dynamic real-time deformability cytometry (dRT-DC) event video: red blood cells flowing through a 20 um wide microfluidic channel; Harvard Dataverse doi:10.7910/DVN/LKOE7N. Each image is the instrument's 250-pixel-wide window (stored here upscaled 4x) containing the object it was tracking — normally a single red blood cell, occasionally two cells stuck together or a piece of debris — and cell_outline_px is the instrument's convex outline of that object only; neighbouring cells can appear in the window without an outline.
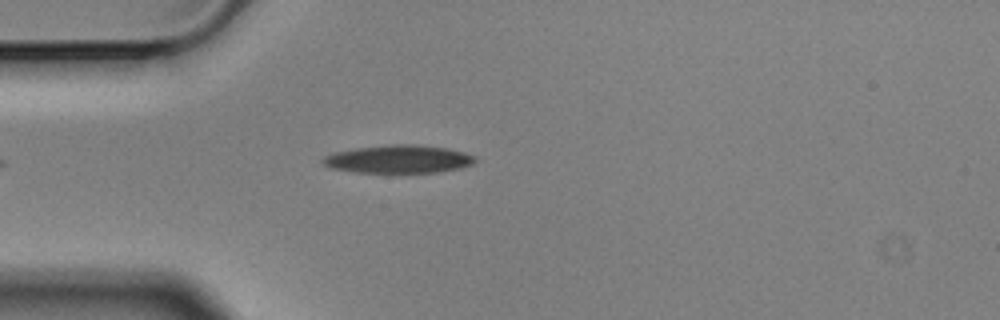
{"species": "Egyptian fruit bat (a non-hibernating species)", "species_latin": "Rousettus aegyptiacus", "temperature_condition": "cold", "stored_images_in_passage": 2, "camera_frame_rate_fps": 3000, "um_per_image_px": 0.085, "animal": {"sex": "male"}, "frame": {"image": 1, "passage_image": 2, "time_ms": 0.333, "image_size_px": [1000, 320], "cell_outline_px": [[480, 160], [472, 164], [460, 168], [436, 172], [352, 172], [328, 168], [320, 160], [324, 156], [332, 152], [356, 148], [388, 144], [416, 144], [448, 148], [464, 152], [476, 156]], "centroid_in_image_um": [33.86, 13.51], "position_along_channel_um": 51.1, "area_um2": 25.2}}